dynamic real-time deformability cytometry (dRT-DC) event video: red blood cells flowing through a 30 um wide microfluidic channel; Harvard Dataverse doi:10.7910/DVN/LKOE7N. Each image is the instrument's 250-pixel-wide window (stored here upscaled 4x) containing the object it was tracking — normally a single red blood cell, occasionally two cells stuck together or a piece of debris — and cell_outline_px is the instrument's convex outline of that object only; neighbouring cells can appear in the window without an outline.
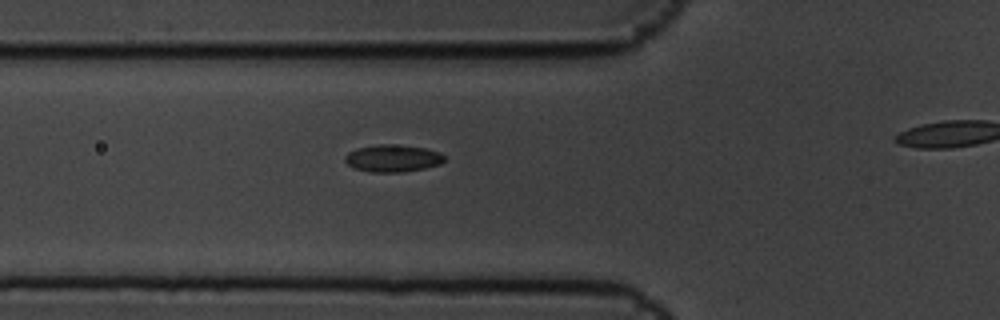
{"species": "common noctule bat (a hibernating species)", "species_latin": "Nyctalus noctula", "temperature_condition": "cold", "stored_images_in_passage": 5, "segment_of_instrument_passage": [1, 2], "camera_frame_rate_fps": 3000, "um_per_image_px": 0.085, "animal": {"sex": "male", "body_mass_g": 19.5, "forearm_length_mm": 54.6}, "frame": {"image": 1, "passage_image": 4, "time_ms": 1.0, "image_size_px": [1000, 320], "cell_outline_px": [[444, 160], [440, 164], [424, 168], [404, 172], [372, 172], [352, 168], [344, 160], [344, 156], [348, 152], [356, 148], [380, 144], [388, 144], [424, 148], [440, 152], [444, 156]], "centroid_in_image_um": [33.34, 13.46], "position_along_channel_um": 92.5, "area_um2": 15.72}}